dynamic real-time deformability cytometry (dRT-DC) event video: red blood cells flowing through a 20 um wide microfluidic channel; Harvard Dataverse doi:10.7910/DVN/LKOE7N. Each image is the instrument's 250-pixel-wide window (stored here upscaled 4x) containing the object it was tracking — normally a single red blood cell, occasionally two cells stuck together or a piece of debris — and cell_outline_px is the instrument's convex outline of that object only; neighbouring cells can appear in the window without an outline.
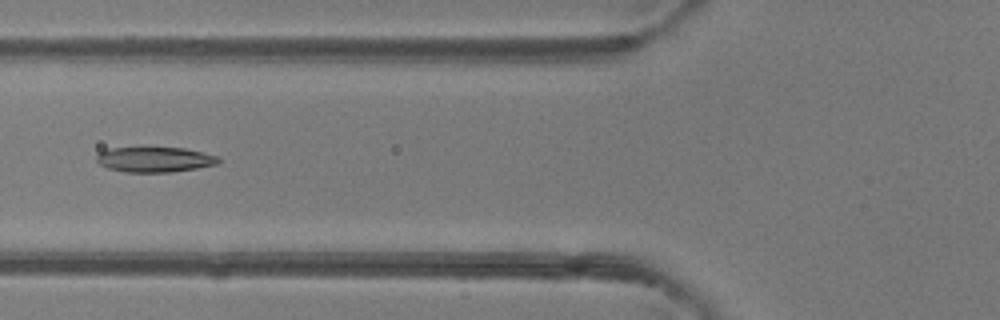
{"species": "common noctule bat (a hibernating species)", "species_latin": "Nyctalus noctula", "temperature_condition": "room temperature", "stored_images_in_passage": 6, "camera_frame_rate_fps": 3000, "um_per_image_px": 0.085, "animal": {"sex": "female"}, "frame": {"image": 1, "passage_image": 6, "time_ms": 1.667, "image_size_px": [1000, 320], "cell_outline_px": [[220, 160], [216, 164], [196, 168], [172, 172], [124, 172], [108, 168], [100, 164], [96, 160], [96, 156], [100, 152], [112, 148], [184, 148], [216, 156]], "centroid_in_image_um": [13.11, 13.57], "position_along_channel_um": 112.7, "area_um2": 17.57}}